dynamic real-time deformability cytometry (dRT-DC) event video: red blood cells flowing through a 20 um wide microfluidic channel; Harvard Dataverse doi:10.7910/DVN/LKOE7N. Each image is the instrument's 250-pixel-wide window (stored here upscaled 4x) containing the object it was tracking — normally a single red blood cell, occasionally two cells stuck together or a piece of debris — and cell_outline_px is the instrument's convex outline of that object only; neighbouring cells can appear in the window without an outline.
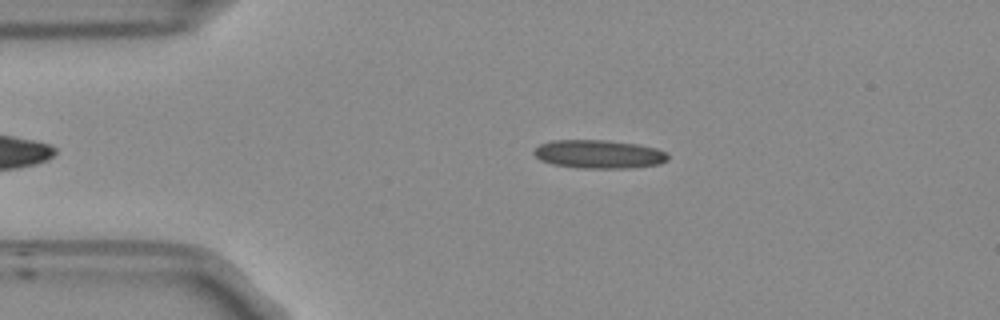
{"species": "Egyptian fruit bat (a non-hibernating species)", "species_latin": "Rousettus aegyptiacus", "temperature_condition": "room temperature", "stored_images_in_passage": 40, "camera_frame_rate_fps": 3000, "um_per_image_px": 0.085, "frame": {"image": 1, "passage_image": 4, "time_ms": 1.0, "image_size_px": [1000, 320], "cell_outline_px": [[668, 160], [660, 164], [628, 168], [580, 168], [552, 164], [540, 160], [532, 152], [540, 144], [552, 140], [608, 140], [636, 144], [656, 148], [664, 152], [668, 156]], "centroid_in_image_um": [50.89, 13.1], "position_along_channel_um": 34.1, "area_um2": 22.2}}
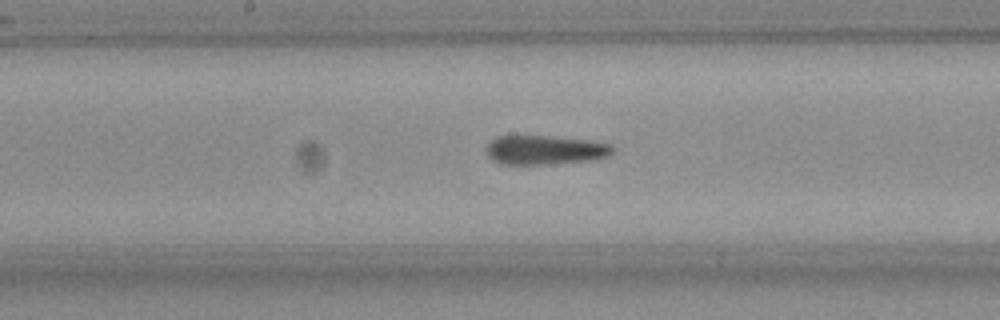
{"frame": {"image": 2, "passage_image": 20, "time_ms": 6.333, "image_size_px": [1000, 320], "cell_outline_px": [[616, 148], [608, 156], [592, 160], [540, 164], [500, 164], [492, 160], [488, 156], [488, 144], [496, 136], [552, 136], [592, 140], [612, 144]], "centroid_in_image_um": [46.37, 12.73], "position_along_channel_um": 201.8, "area_um2": 21.5}}
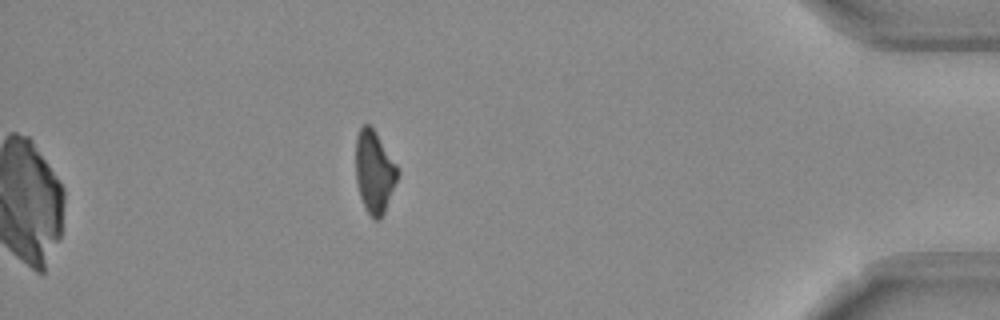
{"frame": {"image": 3, "passage_image": 40, "time_ms": 13.0, "image_size_px": [1000, 320], "cell_outline_px": [[400, 172], [384, 212], [380, 220], [372, 220], [360, 196], [356, 180], [356, 136], [360, 128], [364, 124], [368, 124], [376, 132], [396, 164]], "centroid_in_image_um": [31.82, 14.6], "position_along_channel_um": 403.4, "area_um2": 19.94}, "authors_computed_cell_mechanics": {"area_um2": 21.6461, "velocity_mm_per_s": 3.7765, "shape_relaxation_time_tau1_ms": null, "shape_relaxation_time_tau2_ms": 2.889, "deformation_change_tau1": null, "deformation_change_tau2": 0.1265}}